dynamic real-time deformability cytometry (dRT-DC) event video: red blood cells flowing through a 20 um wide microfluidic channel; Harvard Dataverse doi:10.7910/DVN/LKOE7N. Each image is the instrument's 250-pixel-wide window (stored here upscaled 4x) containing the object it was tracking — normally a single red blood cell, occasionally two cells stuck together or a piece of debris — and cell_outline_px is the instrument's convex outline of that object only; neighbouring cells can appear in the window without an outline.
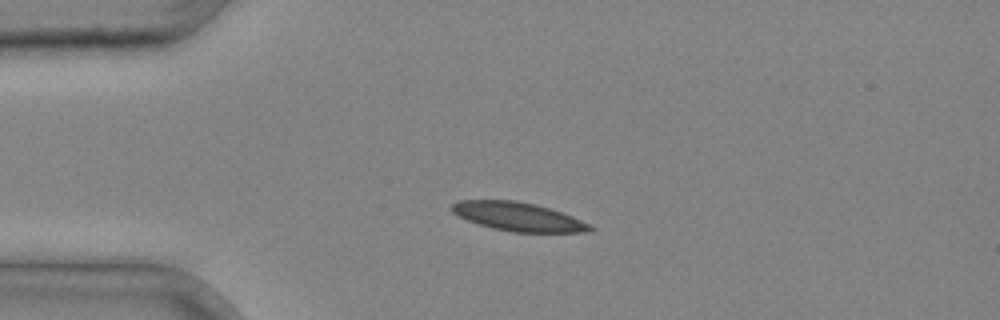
{"species": "common noctule bat (a hibernating species)", "species_latin": "Nyctalus noctula", "temperature_condition": "cold", "stored_images_in_passage": 29, "camera_frame_rate_fps": 3000, "um_per_image_px": 0.085, "animal": {"sex": "male", "body_mass_g": 20.4}, "frame": {"image": 1, "passage_image": 1, "time_ms": 0.0, "image_size_px": [1000, 320], "cell_outline_px": [[596, 228], [584, 232], [512, 232], [492, 228], [468, 220], [452, 212], [452, 204], [460, 200], [516, 200], [536, 204], [572, 216]], "centroid_in_image_um": [44.04, 18.41], "position_along_channel_um": 41.0, "area_um2": 22.77}}
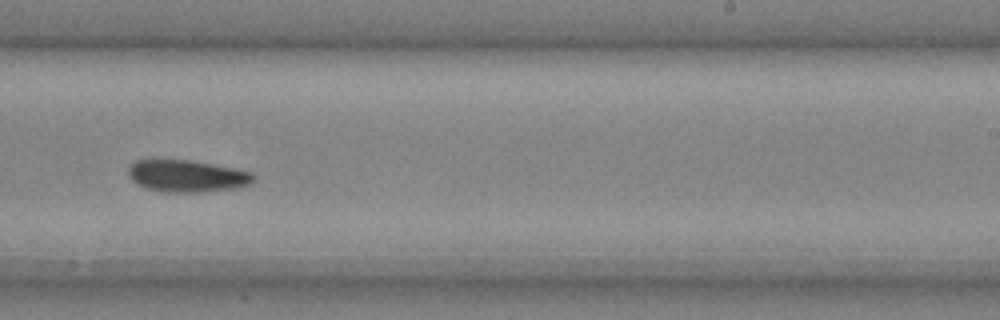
{"frame": {"image": 2, "passage_image": 16, "time_ms": 5.0, "image_size_px": [1000, 320], "cell_outline_px": [[256, 180], [252, 184], [236, 188], [200, 192], [164, 192], [148, 188], [136, 184], [128, 176], [128, 168], [136, 160], [192, 160], [252, 172]], "centroid_in_image_um": [15.91, 14.96], "position_along_channel_um": 273.1, "area_um2": 23.35}}
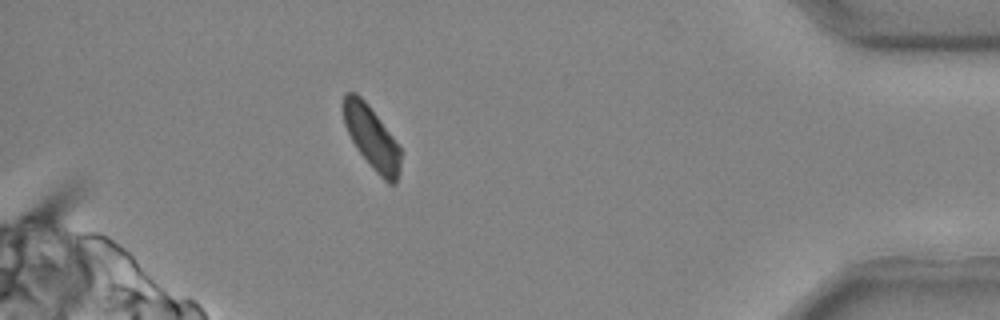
{"frame": {"image": 3, "passage_image": 26, "time_ms": 8.333, "image_size_px": [1000, 320], "cell_outline_px": [[400, 172], [396, 184], [388, 184], [372, 168], [356, 148], [344, 124], [340, 108], [340, 104], [344, 92], [356, 92], [368, 104], [392, 136], [400, 148]], "centroid_in_image_um": [31.54, 11.66], "position_along_channel_um": 403.7, "area_um2": 21.21}}